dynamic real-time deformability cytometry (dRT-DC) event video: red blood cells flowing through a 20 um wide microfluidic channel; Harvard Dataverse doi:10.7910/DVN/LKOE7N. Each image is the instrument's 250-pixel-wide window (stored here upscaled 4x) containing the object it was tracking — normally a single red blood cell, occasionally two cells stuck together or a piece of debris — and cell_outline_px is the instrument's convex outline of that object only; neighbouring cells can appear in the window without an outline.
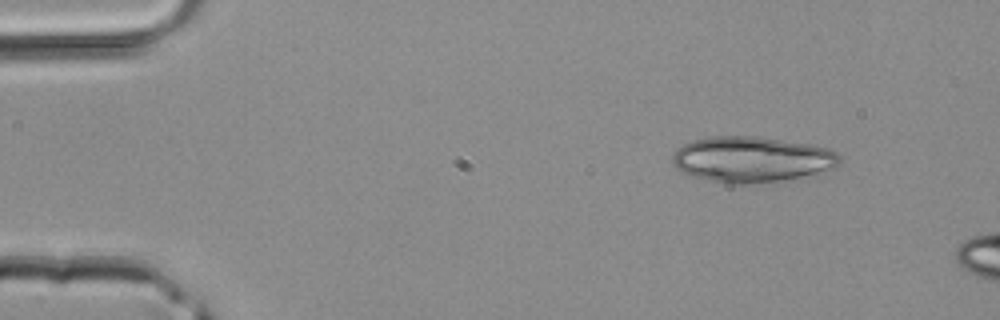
{"species": "common noctule bat (a hibernating species)", "species_latin": "Nyctalus noctula", "temperature_condition": "room temperature", "stored_images_in_passage": 8, "camera_frame_rate_fps": 3000, "um_per_image_px": 0.085, "animal": {"sex": "male", "body_mass_g": 20.4}, "frame": {"image": 1, "passage_image": 2, "time_ms": 0.333, "image_size_px": [1000, 320], "cell_outline_px": [[840, 164], [832, 168], [784, 180], [764, 184], [724, 184], [688, 176], [680, 172], [672, 164], [672, 156], [676, 148], [692, 140], [708, 136], [756, 136], [812, 144], [828, 148], [836, 152], [840, 156]], "centroid_in_image_um": [63.82, 13.55], "position_along_channel_um": 21.2, "area_um2": 45.2}}